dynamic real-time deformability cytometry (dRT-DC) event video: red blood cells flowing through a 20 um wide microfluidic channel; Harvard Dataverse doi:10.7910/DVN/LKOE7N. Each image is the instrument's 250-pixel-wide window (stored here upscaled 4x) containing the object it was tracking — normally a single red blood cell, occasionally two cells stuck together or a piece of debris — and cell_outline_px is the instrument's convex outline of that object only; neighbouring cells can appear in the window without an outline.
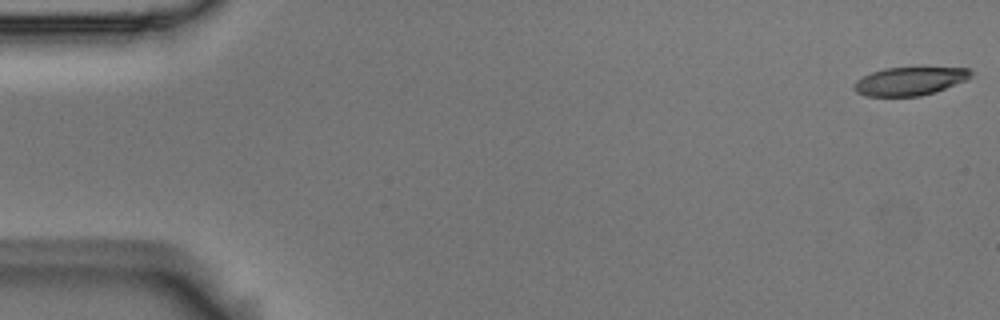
{"species": "Egyptian fruit bat (a non-hibernating species)", "species_latin": "Rousettus aegyptiacus", "temperature_condition": "room temperature", "stored_images_in_passage": 5, "camera_frame_rate_fps": 3000, "um_per_image_px": 0.085, "animal": {"sex": "male"}, "frame": {"image": 1, "passage_image": 1, "time_ms": 0.0, "image_size_px": [1000, 320], "cell_outline_px": [[976, 72], [968, 80], [936, 92], [920, 96], [868, 96], [856, 92], [852, 88], [852, 84], [856, 80], [872, 72], [884, 68], [972, 68]], "centroid_in_image_um": [77.38, 6.9], "position_along_channel_um": 7.6, "area_um2": 19.48}}
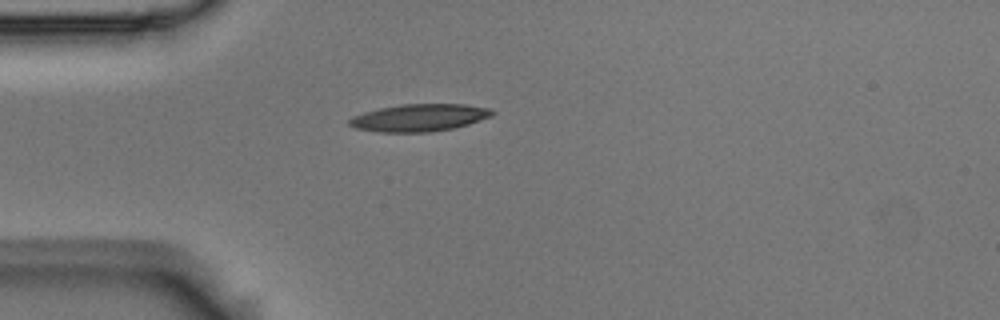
{"frame": {"image": 2, "passage_image": 5, "time_ms": 1.333, "image_size_px": [1000, 320], "cell_outline_px": [[496, 112], [492, 116], [468, 124], [452, 128], [428, 132], [380, 132], [356, 128], [348, 124], [348, 120], [352, 116], [364, 112], [380, 108], [400, 104], [464, 104], [492, 108]], "centroid_in_image_um": [35.66, 9.99], "position_along_channel_um": 49.3, "area_um2": 22.77}}